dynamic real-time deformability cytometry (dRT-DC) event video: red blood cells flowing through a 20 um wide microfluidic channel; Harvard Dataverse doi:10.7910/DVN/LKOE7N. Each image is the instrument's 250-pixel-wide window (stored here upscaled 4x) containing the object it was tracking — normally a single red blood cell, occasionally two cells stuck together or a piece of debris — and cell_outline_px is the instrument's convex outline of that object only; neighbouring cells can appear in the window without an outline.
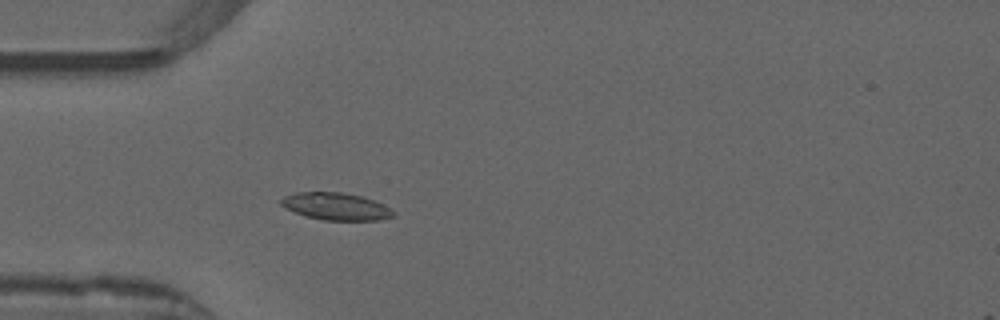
{"species": "common noctule bat (a hibernating species)", "species_latin": "Nyctalus noctula", "temperature_condition": "warm", "stored_images_in_passage": 52, "camera_frame_rate_fps": 3000, "um_per_image_px": 0.085, "animal": {"sex": "male", "forearm_length_mm": 52.5}, "frame": {"image": 1, "passage_image": 15, "time_ms": 4.667, "image_size_px": [1000, 320], "cell_outline_px": [[396, 216], [380, 220], [324, 220], [308, 216], [296, 212], [280, 204], [280, 200], [284, 196], [296, 192], [340, 192], [360, 196], [376, 200], [392, 208], [396, 212]], "centroid_in_image_um": [28.64, 17.54], "position_along_channel_um": 56.4, "area_um2": 17.86}}
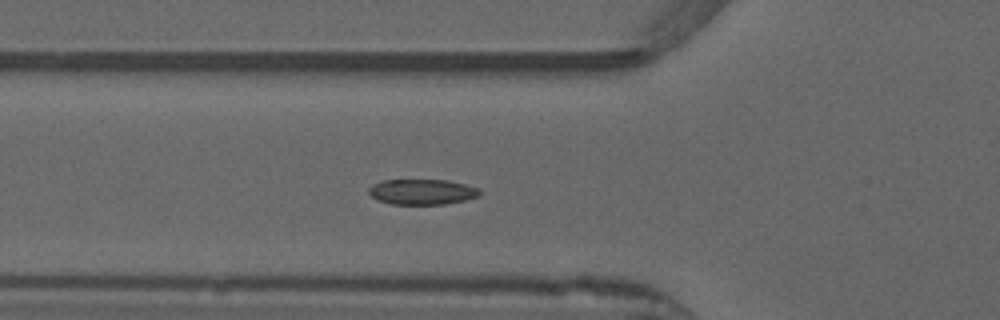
{"frame": {"image": 2, "passage_image": 18, "time_ms": 5.667, "image_size_px": [1000, 320], "cell_outline_px": [[480, 196], [464, 200], [444, 204], [392, 204], [380, 200], [372, 196], [368, 192], [368, 188], [384, 180], [448, 180], [480, 188]], "centroid_in_image_um": [35.92, 16.3], "position_along_channel_um": 89.9, "area_um2": 16.24}}
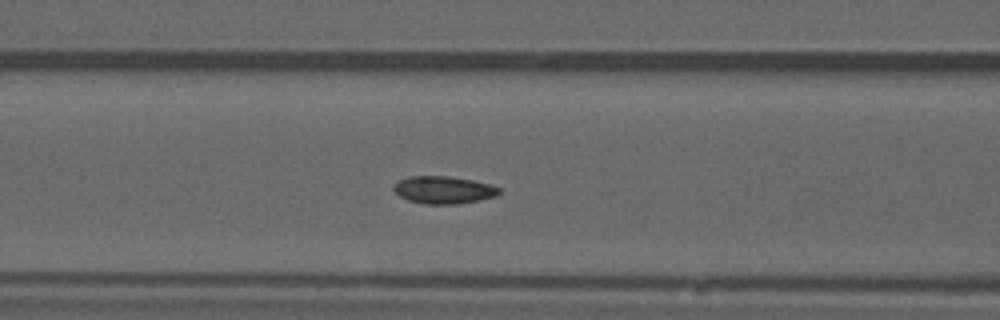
{"frame": {"image": 3, "passage_image": 21, "time_ms": 6.667, "image_size_px": [1000, 320], "cell_outline_px": [[500, 192], [496, 196], [480, 200], [456, 204], [424, 204], [408, 200], [400, 196], [392, 188], [400, 180], [408, 176], [448, 176], [472, 180], [488, 184], [500, 188]], "centroid_in_image_um": [37.7, 16.14], "position_along_channel_um": 128.9, "area_um2": 16.76}, "authors_computed_cell_mechanics": {"area_um2": 16.8198, "velocity_mm_per_s": 3.8464, "shape_relaxation_time_tau1_ms": 4.4055, "shape_relaxation_time_tau2_ms": 1.8222, "deformation_change_tau1": 0.1088, "deformation_change_tau2": 0.0578}}